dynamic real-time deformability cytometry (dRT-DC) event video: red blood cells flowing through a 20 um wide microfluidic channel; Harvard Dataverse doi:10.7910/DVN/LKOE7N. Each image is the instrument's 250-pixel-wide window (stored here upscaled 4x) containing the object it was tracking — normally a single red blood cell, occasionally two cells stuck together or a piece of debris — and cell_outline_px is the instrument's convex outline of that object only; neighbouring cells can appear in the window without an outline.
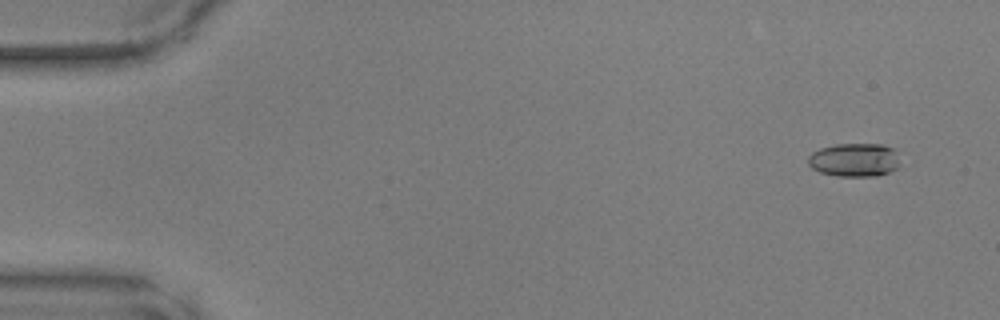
{"species": "common noctule bat (a hibernating species)", "species_latin": "Nyctalus noctula", "temperature_condition": "warm", "stored_images_in_passage": 17, "camera_frame_rate_fps": 3000, "um_per_image_px": 0.085, "animal": {"sex": "male", "body_mass_g": 17.9, "forearm_length_mm": 54.2}, "frame": {"image": 1, "passage_image": 4, "time_ms": 1.0, "image_size_px": [1000, 320], "cell_outline_px": [[896, 168], [888, 172], [876, 176], [840, 176], [820, 172], [812, 168], [808, 164], [808, 156], [812, 152], [820, 148], [836, 144], [884, 144], [892, 148], [896, 152]], "centroid_in_image_um": [72.57, 13.58], "position_along_channel_um": 12.4, "area_um2": 17.74}}
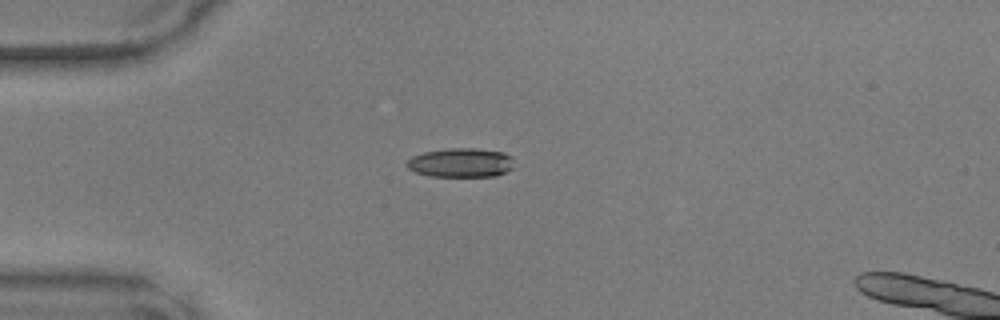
{"frame": {"image": 2, "passage_image": 14, "time_ms": 4.333, "image_size_px": [1000, 320], "cell_outline_px": [[512, 168], [496, 176], [428, 176], [416, 172], [408, 168], [404, 164], [412, 156], [424, 152], [448, 148], [476, 148], [504, 152], [512, 156]], "centroid_in_image_um": [39.15, 13.82], "position_along_channel_um": 45.8, "area_um2": 18.26}}